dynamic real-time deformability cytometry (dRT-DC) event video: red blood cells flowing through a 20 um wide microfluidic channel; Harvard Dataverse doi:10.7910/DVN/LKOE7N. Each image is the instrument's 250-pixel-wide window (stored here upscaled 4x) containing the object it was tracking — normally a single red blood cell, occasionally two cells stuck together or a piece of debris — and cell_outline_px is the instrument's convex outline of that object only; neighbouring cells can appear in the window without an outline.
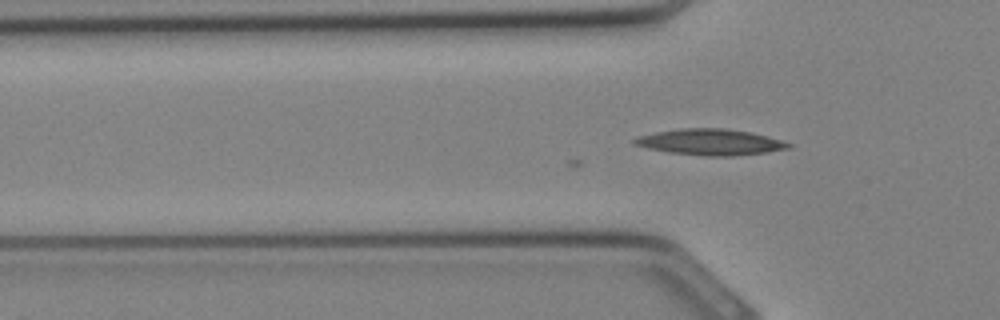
{"species": "Egyptian fruit bat (a non-hibernating species)", "species_latin": "Rousettus aegyptiacus", "temperature_condition": "cold", "stored_images_in_passage": 32, "camera_frame_rate_fps": 3000, "um_per_image_px": 0.085, "animal": {"sex": "female"}, "frame": {"image": 1, "passage_image": 8, "time_ms": 2.333, "image_size_px": [1000, 320], "cell_outline_px": [[792, 148], [768, 152], [732, 156], [704, 156], [668, 152], [648, 148], [632, 144], [632, 140], [636, 136], [656, 132], [680, 128], [724, 128], [752, 132], [768, 136], [792, 144]], "centroid_in_image_um": [60.38, 12.07], "position_along_channel_um": 65.4, "area_um2": 23.58}}
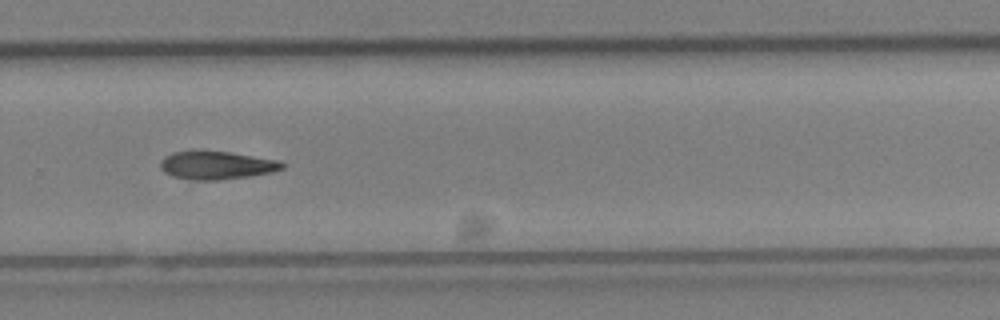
{"frame": {"image": 2, "passage_image": 20, "time_ms": 6.333, "image_size_px": [1000, 320], "cell_outline_px": [[288, 164], [284, 168], [272, 172], [248, 176], [220, 180], [188, 180], [172, 176], [164, 172], [160, 168], [160, 160], [164, 156], [172, 152], [228, 152], [280, 160]], "centroid_in_image_um": [18.43, 14.06], "position_along_channel_um": 311.4, "area_um2": 19.94}}
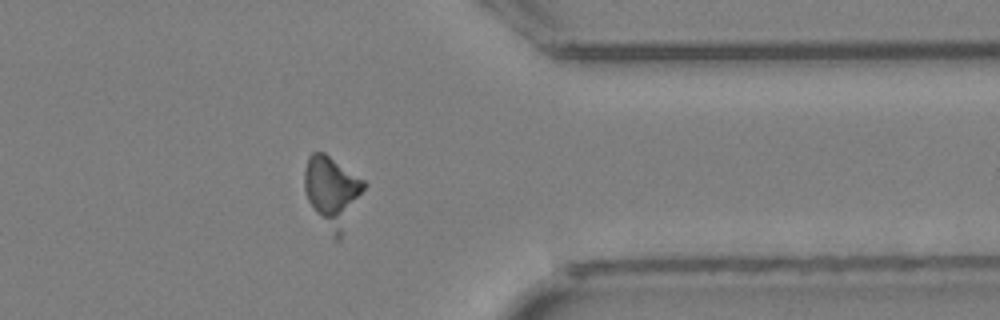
{"frame": {"image": 3, "passage_image": 24, "time_ms": 7.667, "image_size_px": [1000, 320], "cell_outline_px": [[368, 184], [340, 240], [336, 240], [332, 236], [308, 200], [304, 188], [304, 168], [308, 156], [312, 152], [324, 152], [364, 180]], "centroid_in_image_um": [28.25, 16.27], "position_along_channel_um": 383.2, "area_um2": 24.57}}